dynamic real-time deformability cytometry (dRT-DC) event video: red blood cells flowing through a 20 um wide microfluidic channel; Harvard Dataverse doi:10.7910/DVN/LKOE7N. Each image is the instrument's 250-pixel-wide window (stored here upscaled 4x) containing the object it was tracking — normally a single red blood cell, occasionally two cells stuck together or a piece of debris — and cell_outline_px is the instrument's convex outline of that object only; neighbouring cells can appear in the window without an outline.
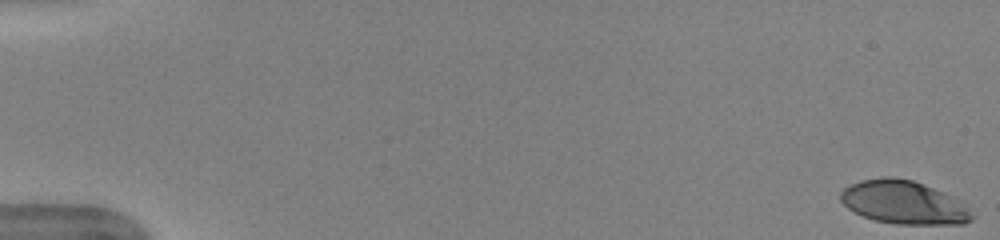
{"species": "human", "species_latin": "Homo sapiens", "temperature_condition": "warm", "stored_images_in_passage": 48, "camera_frame_rate_fps": 3000, "um_per_image_px": 0.085, "donor": {"sex": "female"}, "frame": {"image": 1, "passage_image": 1, "time_ms": 0.0, "image_size_px": [1000, 240], "cell_outline_px": [[972, 220], [964, 224], [896, 224], [876, 220], [864, 216], [848, 208], [840, 200], [840, 192], [844, 188], [860, 180], [884, 176], [892, 176], [912, 180], [944, 192], [968, 208], [972, 216]], "centroid_in_image_um": [76.78, 17.2], "position_along_channel_um": 8.2, "area_um2": 32.83}}
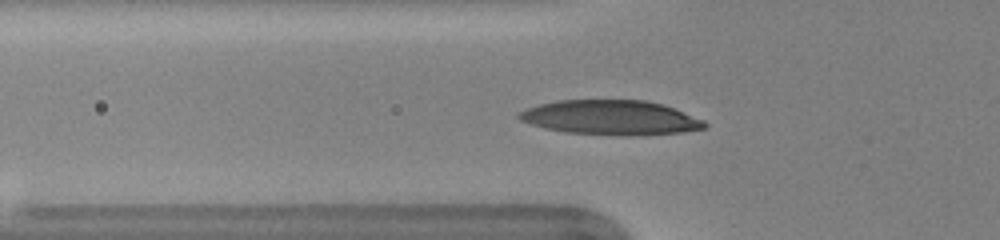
{"frame": {"image": 2, "passage_image": 19, "time_ms": 6.0, "image_size_px": [1000, 240], "cell_outline_px": [[708, 124], [704, 128], [680, 132], [628, 136], [564, 132], [544, 128], [520, 120], [516, 116], [520, 112], [528, 108], [540, 104], [556, 100], [644, 100], [664, 104], [704, 120]], "centroid_in_image_um": [51.91, 9.99], "position_along_channel_um": 73.9, "area_um2": 37.34}}
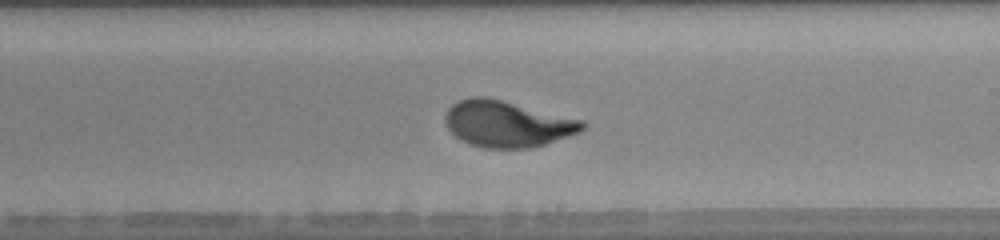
{"frame": {"image": 3, "passage_image": 32, "time_ms": 10.333, "image_size_px": [1000, 240], "cell_outline_px": [[584, 128], [580, 132], [532, 148], [484, 148], [468, 144], [460, 140], [448, 128], [444, 120], [444, 116], [448, 108], [452, 104], [460, 100], [472, 96], [484, 96], [584, 120]], "centroid_in_image_um": [43.08, 10.53], "position_along_channel_um": 245.9, "area_um2": 36.88}, "authors_computed_cell_mechanics": {"area_um2": 35.8071, "velocity_mm_per_s": 3.9632, "shape_relaxation_time_tau1_ms": 3.493, "shape_relaxation_time_tau2_ms": null, "deformation_change_tau1": 0.1949, "deformation_change_tau2": null}}